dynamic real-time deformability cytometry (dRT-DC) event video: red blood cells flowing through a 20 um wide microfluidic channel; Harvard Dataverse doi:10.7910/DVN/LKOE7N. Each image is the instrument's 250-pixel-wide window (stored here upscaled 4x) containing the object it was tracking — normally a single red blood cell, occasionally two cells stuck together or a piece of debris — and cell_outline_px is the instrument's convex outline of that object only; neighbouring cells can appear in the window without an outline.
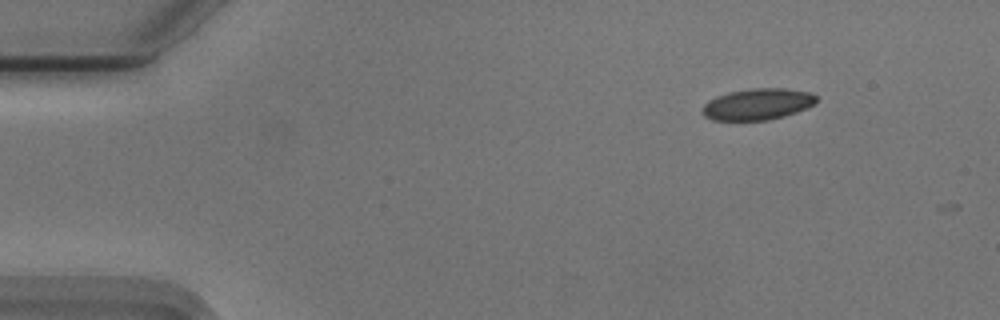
{"species": "Egyptian fruit bat (a non-hibernating species)", "species_latin": "Rousettus aegyptiacus", "temperature_condition": "cold", "stored_images_in_passage": 2, "camera_frame_rate_fps": 3000, "um_per_image_px": 0.085, "animal": {"sex": "male"}, "frame": {"image": 1, "passage_image": 1, "time_ms": 0.0, "image_size_px": [1000, 320], "cell_outline_px": [[816, 104], [808, 108], [784, 116], [768, 120], [712, 120], [704, 116], [700, 112], [704, 104], [716, 96], [728, 92], [756, 88], [784, 88], [812, 92], [816, 96]], "centroid_in_image_um": [64.41, 8.85], "position_along_channel_um": 20.6, "area_um2": 20.98}}